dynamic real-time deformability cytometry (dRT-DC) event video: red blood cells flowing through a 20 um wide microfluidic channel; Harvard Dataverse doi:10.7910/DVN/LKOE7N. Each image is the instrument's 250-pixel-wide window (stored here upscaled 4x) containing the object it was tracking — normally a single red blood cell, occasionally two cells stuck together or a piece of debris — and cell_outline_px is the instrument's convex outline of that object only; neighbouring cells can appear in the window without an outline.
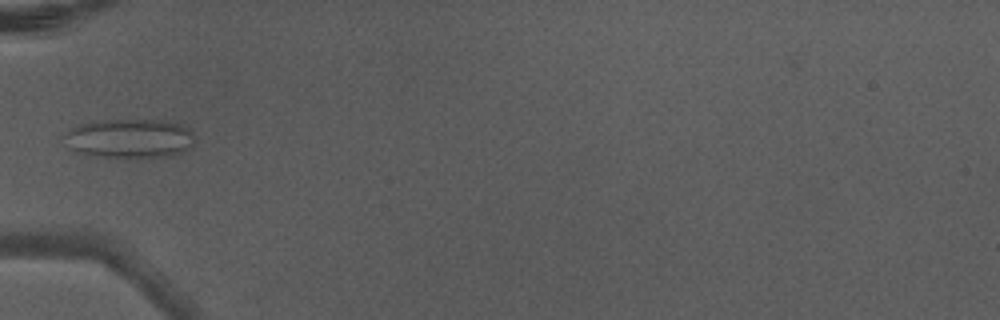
{"species": "Egyptian fruit bat (a non-hibernating species)", "species_latin": "Rousettus aegyptiacus", "temperature_condition": "warm", "stored_images_in_passage": 5, "camera_frame_rate_fps": 3000, "um_per_image_px": 0.085, "animal": {"sex": "male"}, "frame": {"image": 1, "passage_image": 5, "time_ms": 1.333, "image_size_px": [1000, 320], "cell_outline_px": [[192, 144], [184, 152], [172, 156], [100, 156], [72, 152], [68, 148], [60, 136], [64, 132], [80, 124], [108, 120], [156, 120], [180, 124], [188, 128], [192, 132]], "centroid_in_image_um": [10.93, 11.76], "position_along_channel_um": 74.1, "area_um2": 29.59}}